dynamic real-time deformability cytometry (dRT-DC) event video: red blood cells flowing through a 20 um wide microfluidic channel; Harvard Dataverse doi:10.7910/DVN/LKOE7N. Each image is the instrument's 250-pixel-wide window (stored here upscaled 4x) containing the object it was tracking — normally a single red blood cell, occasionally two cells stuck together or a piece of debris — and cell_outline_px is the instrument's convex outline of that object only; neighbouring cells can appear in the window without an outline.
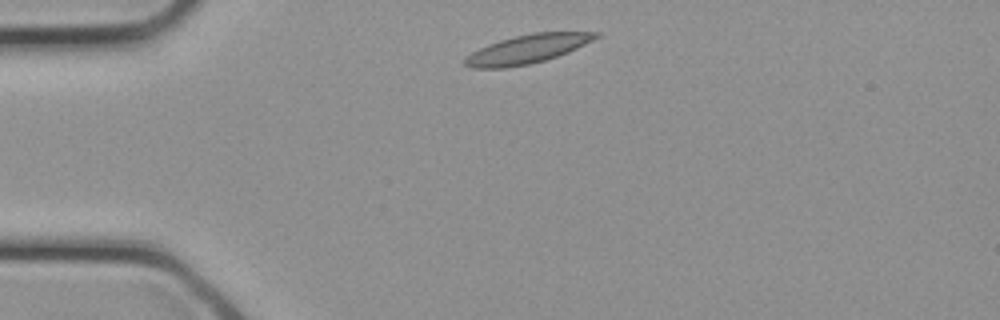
{"species": "common noctule bat (a hibernating species)", "species_latin": "Nyctalus noctula", "temperature_condition": "cold", "stored_images_in_passage": 14, "camera_frame_rate_fps": 3000, "um_per_image_px": 0.085, "animal": {"sex": "female", "body_mass_g": 21.9}, "frame": {"image": 1, "passage_image": 2, "time_ms": 0.333, "image_size_px": [1000, 320], "cell_outline_px": [[600, 36], [568, 52], [544, 60], [528, 64], [504, 68], [472, 68], [464, 64], [464, 60], [472, 52], [488, 44], [500, 40], [532, 32], [600, 32]], "centroid_in_image_um": [44.81, 4.16], "position_along_channel_um": 40.2, "area_um2": 21.56}}
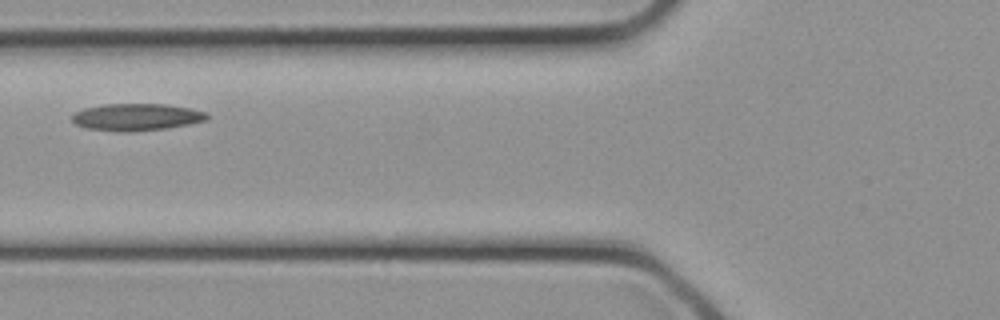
{"frame": {"image": 2, "passage_image": 7, "time_ms": 2.0, "image_size_px": [1000, 320], "cell_outline_px": [[208, 120], [188, 124], [164, 128], [128, 132], [120, 132], [84, 128], [76, 124], [72, 120], [72, 116], [76, 112], [84, 108], [104, 104], [164, 104], [192, 108], [208, 112]], "centroid_in_image_um": [11.61, 9.95], "position_along_channel_um": 114.2, "area_um2": 21.33}}
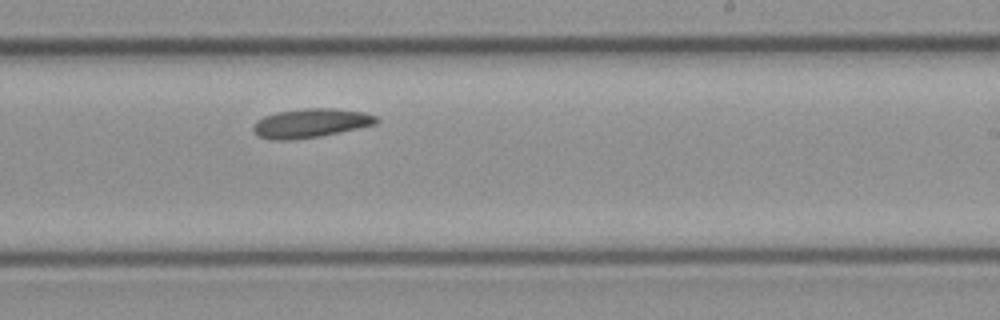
{"frame": {"image": 3, "passage_image": 14, "time_ms": 4.333, "image_size_px": [1000, 320], "cell_outline_px": [[380, 120], [376, 124], [320, 136], [292, 140], [272, 140], [260, 136], [252, 128], [256, 120], [264, 116], [276, 112], [304, 108], [332, 108], [364, 112], [376, 116]], "centroid_in_image_um": [26.41, 10.46], "position_along_channel_um": 262.6, "area_um2": 20.75}}